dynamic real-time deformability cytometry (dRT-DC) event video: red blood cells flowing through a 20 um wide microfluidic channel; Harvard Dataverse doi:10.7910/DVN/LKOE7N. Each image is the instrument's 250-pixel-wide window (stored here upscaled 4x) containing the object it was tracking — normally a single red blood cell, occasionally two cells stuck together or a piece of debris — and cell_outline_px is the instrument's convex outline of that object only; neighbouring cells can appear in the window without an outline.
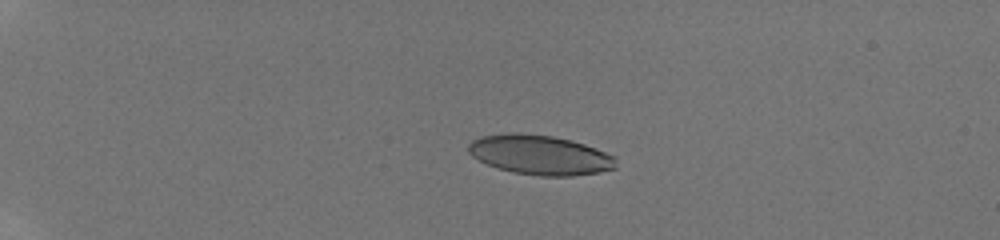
{"species": "human", "species_latin": "Homo sapiens", "temperature_condition": "room temperature", "stored_images_in_passage": 9, "camera_frame_rate_fps": 3000, "um_per_image_px": 0.085, "donor": {"sex": "male"}, "frame": {"image": 1, "passage_image": 6, "time_ms": 4.333, "image_size_px": [1000, 240], "cell_outline_px": [[616, 168], [600, 172], [572, 176], [540, 176], [516, 172], [496, 168], [472, 156], [468, 152], [468, 144], [472, 140], [480, 136], [508, 132], [516, 132], [552, 136], [572, 140], [596, 148], [616, 156]], "centroid_in_image_um": [45.91, 13.16], "position_along_channel_um": 39.1, "area_um2": 34.28}}
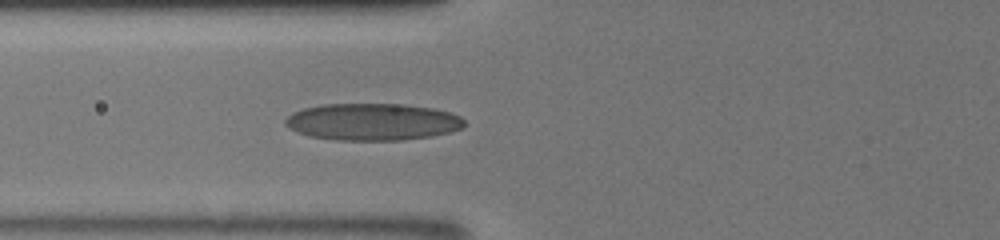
{"frame": {"image": 2, "passage_image": 9, "time_ms": 7.667, "image_size_px": [1000, 240], "cell_outline_px": [[464, 124], [460, 128], [448, 132], [432, 136], [404, 140], [336, 140], [308, 136], [288, 128], [284, 124], [284, 120], [292, 112], [304, 108], [324, 104], [404, 104], [432, 108], [448, 112], [460, 116], [464, 120]], "centroid_in_image_um": [31.62, 10.36], "position_along_channel_um": 94.2, "area_um2": 38.61}}